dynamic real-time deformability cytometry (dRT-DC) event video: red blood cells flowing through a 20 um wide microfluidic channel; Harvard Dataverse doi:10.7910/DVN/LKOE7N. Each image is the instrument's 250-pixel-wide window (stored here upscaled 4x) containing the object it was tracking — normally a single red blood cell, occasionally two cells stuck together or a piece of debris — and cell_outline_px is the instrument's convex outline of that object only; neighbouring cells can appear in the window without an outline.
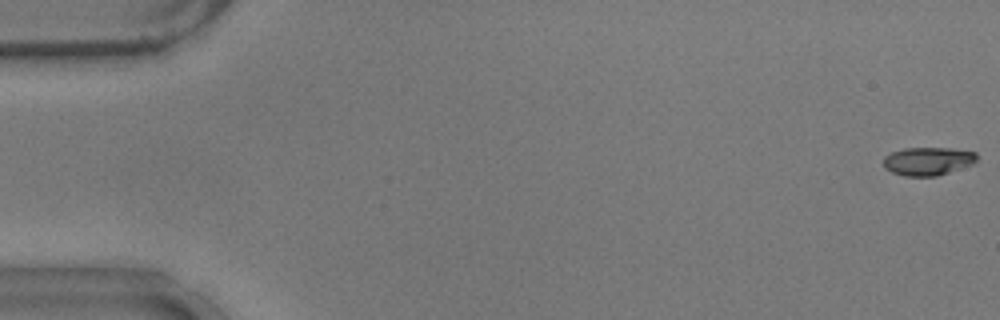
{"species": "common noctule bat (a hibernating species)", "species_latin": "Nyctalus noctula", "temperature_condition": "warm", "stored_images_in_passage": 55, "camera_frame_rate_fps": 3000, "um_per_image_px": 0.085, "animal": {"sex": "male", "body_mass_g": 17.9}, "frame": {"image": 1, "passage_image": 1, "time_ms": 0.0, "image_size_px": [1000, 320], "cell_outline_px": [[976, 160], [972, 164], [936, 176], [904, 176], [892, 172], [884, 168], [884, 156], [892, 152], [904, 148], [952, 148], [976, 152]], "centroid_in_image_um": [78.85, 13.69], "position_along_channel_um": 6.2, "area_um2": 15.26}}
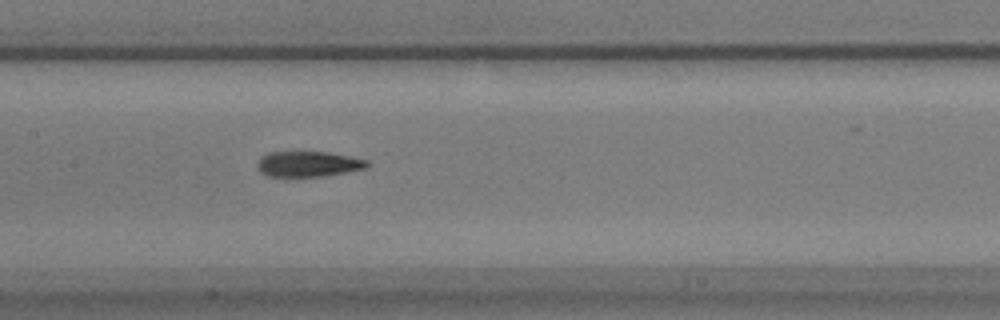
{"frame": {"image": 2, "passage_image": 27, "time_ms": 8.667, "image_size_px": [1000, 320], "cell_outline_px": [[368, 164], [364, 168], [344, 172], [320, 176], [268, 176], [260, 172], [256, 164], [260, 156], [268, 152], [328, 152], [368, 160]], "centroid_in_image_um": [26.13, 13.93], "position_along_channel_um": 181.3, "area_um2": 16.07}}
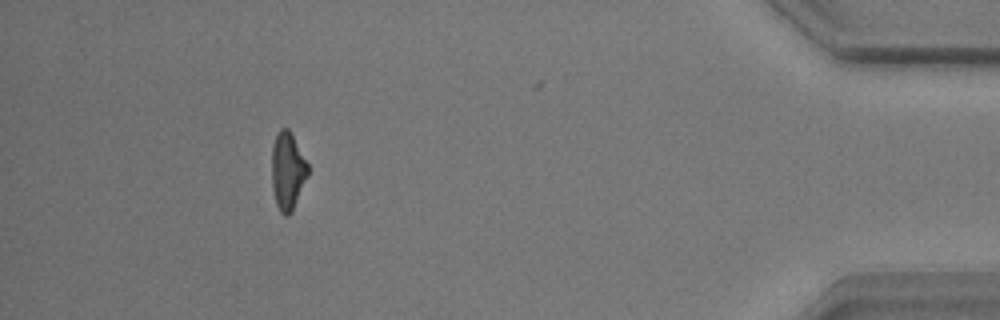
{"frame": {"image": 3, "passage_image": 50, "time_ms": 16.333, "image_size_px": [1000, 320], "cell_outline_px": [[308, 176], [292, 212], [288, 216], [284, 216], [280, 212], [276, 204], [272, 188], [272, 148], [276, 132], [280, 128], [288, 128], [308, 164]], "centroid_in_image_um": [24.44, 14.55], "position_along_channel_um": 410.8, "area_um2": 16.42}, "authors_computed_cell_mechanics": {"area_um2": 16.473, "velocity_mm_per_s": 3.7427, "shape_relaxation_time_tau1_ms": 4.8991, "shape_relaxation_time_tau2_ms": 2.5752, "deformation_change_tau1": 0.2099, "deformation_change_tau2": 0.1204}}